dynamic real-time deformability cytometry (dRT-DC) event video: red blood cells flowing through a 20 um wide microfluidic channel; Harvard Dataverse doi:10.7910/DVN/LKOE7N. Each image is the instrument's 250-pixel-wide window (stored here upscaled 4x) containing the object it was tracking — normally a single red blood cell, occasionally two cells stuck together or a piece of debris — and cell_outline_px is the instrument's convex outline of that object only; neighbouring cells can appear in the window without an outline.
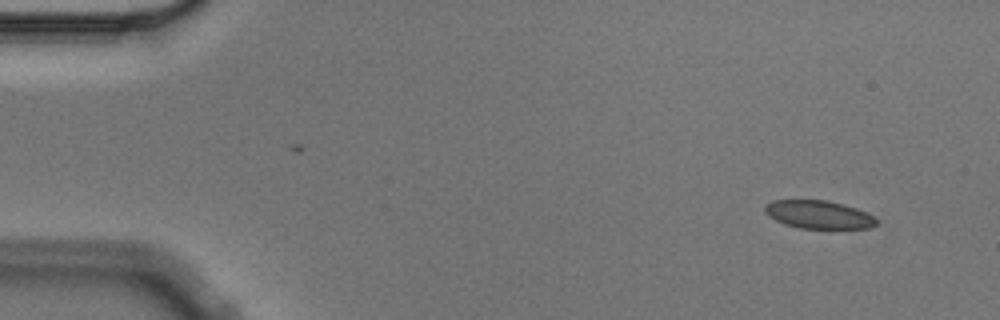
{"species": "Egyptian fruit bat (a non-hibernating species)", "species_latin": "Rousettus aegyptiacus", "temperature_condition": "cold", "stored_images_in_passage": 6, "camera_frame_rate_fps": 3000, "um_per_image_px": 0.085, "animal": {"sex": "male"}, "frame": {"image": 1, "passage_image": 1, "time_ms": 0.0, "image_size_px": [1000, 320], "cell_outline_px": [[876, 224], [872, 228], [800, 228], [784, 224], [768, 216], [764, 212], [764, 204], [772, 200], [828, 200], [844, 204], [856, 208], [872, 216], [876, 220]], "centroid_in_image_um": [69.53, 18.23], "position_along_channel_um": 15.5, "area_um2": 18.26}}
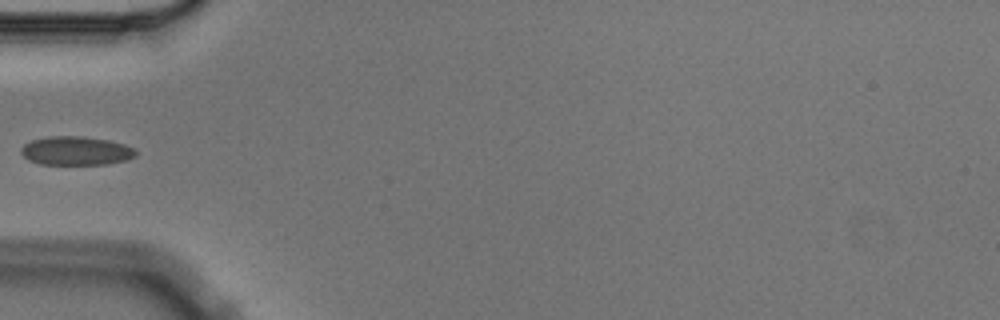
{"frame": {"image": 2, "passage_image": 5, "time_ms": 1.333, "image_size_px": [1000, 320], "cell_outline_px": [[136, 156], [128, 160], [108, 164], [40, 164], [28, 160], [20, 152], [20, 148], [24, 144], [32, 140], [48, 136], [80, 136], [108, 140], [124, 144], [132, 148], [136, 152]], "centroid_in_image_um": [6.44, 12.82], "position_along_channel_um": 78.6, "area_um2": 19.25}}
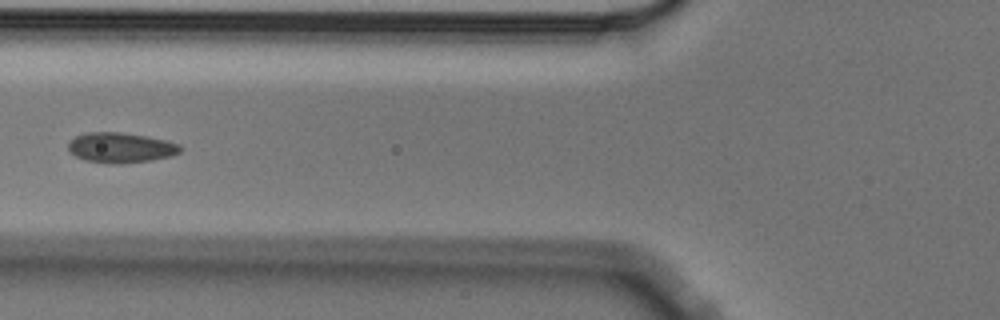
{"frame": {"image": 3, "passage_image": 6, "time_ms": 1.667, "image_size_px": [1000, 320], "cell_outline_px": [[180, 152], [172, 156], [152, 160], [120, 164], [108, 164], [84, 160], [68, 152], [68, 140], [84, 132], [120, 132], [144, 136], [164, 140], [180, 144]], "centroid_in_image_um": [10.2, 12.56], "position_along_channel_um": 115.6, "area_um2": 19.88}}